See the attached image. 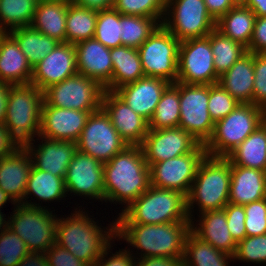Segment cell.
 I'll list each match as a JSON object with an SVG mask.
<instances>
[{"instance_id": "obj_1", "label": "cell", "mask_w": 266, "mask_h": 266, "mask_svg": "<svg viewBox=\"0 0 266 266\" xmlns=\"http://www.w3.org/2000/svg\"><path fill=\"white\" fill-rule=\"evenodd\" d=\"M150 168L141 146H127L104 163V201L128 207L150 187Z\"/></svg>"}, {"instance_id": "obj_2", "label": "cell", "mask_w": 266, "mask_h": 266, "mask_svg": "<svg viewBox=\"0 0 266 266\" xmlns=\"http://www.w3.org/2000/svg\"><path fill=\"white\" fill-rule=\"evenodd\" d=\"M80 210L70 217L58 218L55 243L93 266L111 245L112 239H116V220L103 231L85 211Z\"/></svg>"}, {"instance_id": "obj_3", "label": "cell", "mask_w": 266, "mask_h": 266, "mask_svg": "<svg viewBox=\"0 0 266 266\" xmlns=\"http://www.w3.org/2000/svg\"><path fill=\"white\" fill-rule=\"evenodd\" d=\"M190 232L191 221L153 225L116 224V238H123L131 246L142 250L140 258L183 257Z\"/></svg>"}, {"instance_id": "obj_4", "label": "cell", "mask_w": 266, "mask_h": 266, "mask_svg": "<svg viewBox=\"0 0 266 266\" xmlns=\"http://www.w3.org/2000/svg\"><path fill=\"white\" fill-rule=\"evenodd\" d=\"M191 221L187 211V198L183 193L151 186L125 207L116 224H165Z\"/></svg>"}, {"instance_id": "obj_5", "label": "cell", "mask_w": 266, "mask_h": 266, "mask_svg": "<svg viewBox=\"0 0 266 266\" xmlns=\"http://www.w3.org/2000/svg\"><path fill=\"white\" fill-rule=\"evenodd\" d=\"M230 180L231 162L227 158L208 155L204 157L186 196L191 221L194 203L199 206V213L221 210L229 203Z\"/></svg>"}, {"instance_id": "obj_6", "label": "cell", "mask_w": 266, "mask_h": 266, "mask_svg": "<svg viewBox=\"0 0 266 266\" xmlns=\"http://www.w3.org/2000/svg\"><path fill=\"white\" fill-rule=\"evenodd\" d=\"M43 102L44 93L34 84L10 85L3 124L21 146L39 136Z\"/></svg>"}, {"instance_id": "obj_7", "label": "cell", "mask_w": 266, "mask_h": 266, "mask_svg": "<svg viewBox=\"0 0 266 266\" xmlns=\"http://www.w3.org/2000/svg\"><path fill=\"white\" fill-rule=\"evenodd\" d=\"M266 120V111L254 104L240 103L225 118L217 121L211 138L204 145L206 154L227 157Z\"/></svg>"}, {"instance_id": "obj_8", "label": "cell", "mask_w": 266, "mask_h": 266, "mask_svg": "<svg viewBox=\"0 0 266 266\" xmlns=\"http://www.w3.org/2000/svg\"><path fill=\"white\" fill-rule=\"evenodd\" d=\"M8 227L26 244L29 252L45 253L56 240L58 218L45 207L29 202L27 205L16 203Z\"/></svg>"}, {"instance_id": "obj_9", "label": "cell", "mask_w": 266, "mask_h": 266, "mask_svg": "<svg viewBox=\"0 0 266 266\" xmlns=\"http://www.w3.org/2000/svg\"><path fill=\"white\" fill-rule=\"evenodd\" d=\"M180 41L162 24L138 48L145 76L177 82Z\"/></svg>"}, {"instance_id": "obj_10", "label": "cell", "mask_w": 266, "mask_h": 266, "mask_svg": "<svg viewBox=\"0 0 266 266\" xmlns=\"http://www.w3.org/2000/svg\"><path fill=\"white\" fill-rule=\"evenodd\" d=\"M162 25L181 42L208 36L216 28V21L204 0H166Z\"/></svg>"}, {"instance_id": "obj_11", "label": "cell", "mask_w": 266, "mask_h": 266, "mask_svg": "<svg viewBox=\"0 0 266 266\" xmlns=\"http://www.w3.org/2000/svg\"><path fill=\"white\" fill-rule=\"evenodd\" d=\"M104 91L98 82L77 73L49 86L43 93L44 101L52 107L98 111L102 106Z\"/></svg>"}, {"instance_id": "obj_12", "label": "cell", "mask_w": 266, "mask_h": 266, "mask_svg": "<svg viewBox=\"0 0 266 266\" xmlns=\"http://www.w3.org/2000/svg\"><path fill=\"white\" fill-rule=\"evenodd\" d=\"M208 101L209 85L179 82V127L203 145L211 138L215 125L208 111Z\"/></svg>"}, {"instance_id": "obj_13", "label": "cell", "mask_w": 266, "mask_h": 266, "mask_svg": "<svg viewBox=\"0 0 266 266\" xmlns=\"http://www.w3.org/2000/svg\"><path fill=\"white\" fill-rule=\"evenodd\" d=\"M76 144L78 151L103 164L128 146L102 108L90 113Z\"/></svg>"}, {"instance_id": "obj_14", "label": "cell", "mask_w": 266, "mask_h": 266, "mask_svg": "<svg viewBox=\"0 0 266 266\" xmlns=\"http://www.w3.org/2000/svg\"><path fill=\"white\" fill-rule=\"evenodd\" d=\"M210 45V34L180 42L177 82L183 84L213 85L218 83Z\"/></svg>"}, {"instance_id": "obj_15", "label": "cell", "mask_w": 266, "mask_h": 266, "mask_svg": "<svg viewBox=\"0 0 266 266\" xmlns=\"http://www.w3.org/2000/svg\"><path fill=\"white\" fill-rule=\"evenodd\" d=\"M206 155L205 146L199 144L191 153L151 164V186L176 190L187 196Z\"/></svg>"}, {"instance_id": "obj_16", "label": "cell", "mask_w": 266, "mask_h": 266, "mask_svg": "<svg viewBox=\"0 0 266 266\" xmlns=\"http://www.w3.org/2000/svg\"><path fill=\"white\" fill-rule=\"evenodd\" d=\"M64 181L67 194L104 201V164L95 158L77 150Z\"/></svg>"}, {"instance_id": "obj_17", "label": "cell", "mask_w": 266, "mask_h": 266, "mask_svg": "<svg viewBox=\"0 0 266 266\" xmlns=\"http://www.w3.org/2000/svg\"><path fill=\"white\" fill-rule=\"evenodd\" d=\"M200 143L180 127L149 129L141 148L151 164L191 153Z\"/></svg>"}, {"instance_id": "obj_18", "label": "cell", "mask_w": 266, "mask_h": 266, "mask_svg": "<svg viewBox=\"0 0 266 266\" xmlns=\"http://www.w3.org/2000/svg\"><path fill=\"white\" fill-rule=\"evenodd\" d=\"M101 108L128 146H141L149 131L145 118L135 113L114 91H104Z\"/></svg>"}, {"instance_id": "obj_19", "label": "cell", "mask_w": 266, "mask_h": 266, "mask_svg": "<svg viewBox=\"0 0 266 266\" xmlns=\"http://www.w3.org/2000/svg\"><path fill=\"white\" fill-rule=\"evenodd\" d=\"M49 106L45 101L41 110L40 137L50 140L77 142L90 113Z\"/></svg>"}, {"instance_id": "obj_20", "label": "cell", "mask_w": 266, "mask_h": 266, "mask_svg": "<svg viewBox=\"0 0 266 266\" xmlns=\"http://www.w3.org/2000/svg\"><path fill=\"white\" fill-rule=\"evenodd\" d=\"M75 45L59 43L52 52L32 68L31 82L44 91L49 86L77 74Z\"/></svg>"}, {"instance_id": "obj_21", "label": "cell", "mask_w": 266, "mask_h": 266, "mask_svg": "<svg viewBox=\"0 0 266 266\" xmlns=\"http://www.w3.org/2000/svg\"><path fill=\"white\" fill-rule=\"evenodd\" d=\"M170 83L157 77L144 76L128 83L114 92L148 122L152 118L161 95Z\"/></svg>"}, {"instance_id": "obj_22", "label": "cell", "mask_w": 266, "mask_h": 266, "mask_svg": "<svg viewBox=\"0 0 266 266\" xmlns=\"http://www.w3.org/2000/svg\"><path fill=\"white\" fill-rule=\"evenodd\" d=\"M38 138L42 139V144H38L37 148L32 141L24 145L32 158L33 166L50 172L54 176L65 178L68 165L77 151V144L72 141L50 140L40 136Z\"/></svg>"}, {"instance_id": "obj_23", "label": "cell", "mask_w": 266, "mask_h": 266, "mask_svg": "<svg viewBox=\"0 0 266 266\" xmlns=\"http://www.w3.org/2000/svg\"><path fill=\"white\" fill-rule=\"evenodd\" d=\"M77 71L106 87L112 78L113 63L110 48L95 38L75 44Z\"/></svg>"}, {"instance_id": "obj_24", "label": "cell", "mask_w": 266, "mask_h": 266, "mask_svg": "<svg viewBox=\"0 0 266 266\" xmlns=\"http://www.w3.org/2000/svg\"><path fill=\"white\" fill-rule=\"evenodd\" d=\"M32 165V158L24 146L12 155L0 158V189L15 203L24 200Z\"/></svg>"}, {"instance_id": "obj_25", "label": "cell", "mask_w": 266, "mask_h": 266, "mask_svg": "<svg viewBox=\"0 0 266 266\" xmlns=\"http://www.w3.org/2000/svg\"><path fill=\"white\" fill-rule=\"evenodd\" d=\"M266 198V172L231 165L229 203L246 205Z\"/></svg>"}, {"instance_id": "obj_26", "label": "cell", "mask_w": 266, "mask_h": 266, "mask_svg": "<svg viewBox=\"0 0 266 266\" xmlns=\"http://www.w3.org/2000/svg\"><path fill=\"white\" fill-rule=\"evenodd\" d=\"M202 215L197 227L191 221V232L202 241L211 244L214 248L228 255L234 256L237 243L228 230L224 209L207 211ZM194 224V225H193Z\"/></svg>"}, {"instance_id": "obj_27", "label": "cell", "mask_w": 266, "mask_h": 266, "mask_svg": "<svg viewBox=\"0 0 266 266\" xmlns=\"http://www.w3.org/2000/svg\"><path fill=\"white\" fill-rule=\"evenodd\" d=\"M218 84L239 103L252 104L254 53L247 51L218 79Z\"/></svg>"}, {"instance_id": "obj_28", "label": "cell", "mask_w": 266, "mask_h": 266, "mask_svg": "<svg viewBox=\"0 0 266 266\" xmlns=\"http://www.w3.org/2000/svg\"><path fill=\"white\" fill-rule=\"evenodd\" d=\"M32 67L16 40L5 32L0 37V81L10 85L31 82Z\"/></svg>"}, {"instance_id": "obj_29", "label": "cell", "mask_w": 266, "mask_h": 266, "mask_svg": "<svg viewBox=\"0 0 266 266\" xmlns=\"http://www.w3.org/2000/svg\"><path fill=\"white\" fill-rule=\"evenodd\" d=\"M68 4L62 1H38L31 27L59 43H66Z\"/></svg>"}, {"instance_id": "obj_30", "label": "cell", "mask_w": 266, "mask_h": 266, "mask_svg": "<svg viewBox=\"0 0 266 266\" xmlns=\"http://www.w3.org/2000/svg\"><path fill=\"white\" fill-rule=\"evenodd\" d=\"M110 55L113 73L110 83L104 88L105 90L115 91L121 86L136 82L145 76L138 49L121 45L111 48Z\"/></svg>"}, {"instance_id": "obj_31", "label": "cell", "mask_w": 266, "mask_h": 266, "mask_svg": "<svg viewBox=\"0 0 266 266\" xmlns=\"http://www.w3.org/2000/svg\"><path fill=\"white\" fill-rule=\"evenodd\" d=\"M231 165L266 172V120L227 157Z\"/></svg>"}, {"instance_id": "obj_32", "label": "cell", "mask_w": 266, "mask_h": 266, "mask_svg": "<svg viewBox=\"0 0 266 266\" xmlns=\"http://www.w3.org/2000/svg\"><path fill=\"white\" fill-rule=\"evenodd\" d=\"M256 15L246 5H235L216 22V29L230 39L248 47Z\"/></svg>"}, {"instance_id": "obj_33", "label": "cell", "mask_w": 266, "mask_h": 266, "mask_svg": "<svg viewBox=\"0 0 266 266\" xmlns=\"http://www.w3.org/2000/svg\"><path fill=\"white\" fill-rule=\"evenodd\" d=\"M16 40L20 50L33 68L59 44L57 40L30 27H19L8 31Z\"/></svg>"}, {"instance_id": "obj_34", "label": "cell", "mask_w": 266, "mask_h": 266, "mask_svg": "<svg viewBox=\"0 0 266 266\" xmlns=\"http://www.w3.org/2000/svg\"><path fill=\"white\" fill-rule=\"evenodd\" d=\"M65 178L54 176L50 172L42 171L32 165L26 184L24 199L21 203L27 205L28 195H35L38 200L54 201L66 196Z\"/></svg>"}, {"instance_id": "obj_35", "label": "cell", "mask_w": 266, "mask_h": 266, "mask_svg": "<svg viewBox=\"0 0 266 266\" xmlns=\"http://www.w3.org/2000/svg\"><path fill=\"white\" fill-rule=\"evenodd\" d=\"M233 256L217 250L190 232L185 241L183 266H228Z\"/></svg>"}, {"instance_id": "obj_36", "label": "cell", "mask_w": 266, "mask_h": 266, "mask_svg": "<svg viewBox=\"0 0 266 266\" xmlns=\"http://www.w3.org/2000/svg\"><path fill=\"white\" fill-rule=\"evenodd\" d=\"M98 11L71 2L66 16V43L77 44L94 36Z\"/></svg>"}, {"instance_id": "obj_37", "label": "cell", "mask_w": 266, "mask_h": 266, "mask_svg": "<svg viewBox=\"0 0 266 266\" xmlns=\"http://www.w3.org/2000/svg\"><path fill=\"white\" fill-rule=\"evenodd\" d=\"M179 82L170 83L161 95L155 112L149 121V129L179 127Z\"/></svg>"}, {"instance_id": "obj_38", "label": "cell", "mask_w": 266, "mask_h": 266, "mask_svg": "<svg viewBox=\"0 0 266 266\" xmlns=\"http://www.w3.org/2000/svg\"><path fill=\"white\" fill-rule=\"evenodd\" d=\"M210 45L213 53L214 68L220 77L246 52L241 43L223 35L216 28L210 33Z\"/></svg>"}, {"instance_id": "obj_39", "label": "cell", "mask_w": 266, "mask_h": 266, "mask_svg": "<svg viewBox=\"0 0 266 266\" xmlns=\"http://www.w3.org/2000/svg\"><path fill=\"white\" fill-rule=\"evenodd\" d=\"M37 3L38 0H0V28L8 32L19 27H30Z\"/></svg>"}, {"instance_id": "obj_40", "label": "cell", "mask_w": 266, "mask_h": 266, "mask_svg": "<svg viewBox=\"0 0 266 266\" xmlns=\"http://www.w3.org/2000/svg\"><path fill=\"white\" fill-rule=\"evenodd\" d=\"M150 17L121 14L122 45L138 49L160 25Z\"/></svg>"}, {"instance_id": "obj_41", "label": "cell", "mask_w": 266, "mask_h": 266, "mask_svg": "<svg viewBox=\"0 0 266 266\" xmlns=\"http://www.w3.org/2000/svg\"><path fill=\"white\" fill-rule=\"evenodd\" d=\"M120 35L121 14L114 7L98 11L93 38L111 49L122 45Z\"/></svg>"}, {"instance_id": "obj_42", "label": "cell", "mask_w": 266, "mask_h": 266, "mask_svg": "<svg viewBox=\"0 0 266 266\" xmlns=\"http://www.w3.org/2000/svg\"><path fill=\"white\" fill-rule=\"evenodd\" d=\"M114 8L122 15L150 17L162 24L166 0H115Z\"/></svg>"}, {"instance_id": "obj_43", "label": "cell", "mask_w": 266, "mask_h": 266, "mask_svg": "<svg viewBox=\"0 0 266 266\" xmlns=\"http://www.w3.org/2000/svg\"><path fill=\"white\" fill-rule=\"evenodd\" d=\"M29 253L25 242L9 227L0 233V266H17Z\"/></svg>"}, {"instance_id": "obj_44", "label": "cell", "mask_w": 266, "mask_h": 266, "mask_svg": "<svg viewBox=\"0 0 266 266\" xmlns=\"http://www.w3.org/2000/svg\"><path fill=\"white\" fill-rule=\"evenodd\" d=\"M240 103L218 83L209 85L208 111L214 123L225 118Z\"/></svg>"}, {"instance_id": "obj_45", "label": "cell", "mask_w": 266, "mask_h": 266, "mask_svg": "<svg viewBox=\"0 0 266 266\" xmlns=\"http://www.w3.org/2000/svg\"><path fill=\"white\" fill-rule=\"evenodd\" d=\"M233 259L243 262L266 263V234L246 236L238 242Z\"/></svg>"}, {"instance_id": "obj_46", "label": "cell", "mask_w": 266, "mask_h": 266, "mask_svg": "<svg viewBox=\"0 0 266 266\" xmlns=\"http://www.w3.org/2000/svg\"><path fill=\"white\" fill-rule=\"evenodd\" d=\"M247 236L266 234V198L244 205Z\"/></svg>"}, {"instance_id": "obj_47", "label": "cell", "mask_w": 266, "mask_h": 266, "mask_svg": "<svg viewBox=\"0 0 266 266\" xmlns=\"http://www.w3.org/2000/svg\"><path fill=\"white\" fill-rule=\"evenodd\" d=\"M252 104L266 111V53H254V88Z\"/></svg>"}, {"instance_id": "obj_48", "label": "cell", "mask_w": 266, "mask_h": 266, "mask_svg": "<svg viewBox=\"0 0 266 266\" xmlns=\"http://www.w3.org/2000/svg\"><path fill=\"white\" fill-rule=\"evenodd\" d=\"M223 209L226 214L228 230L233 240L236 243L242 241L247 236L244 224L246 219L244 205L228 203Z\"/></svg>"}, {"instance_id": "obj_49", "label": "cell", "mask_w": 266, "mask_h": 266, "mask_svg": "<svg viewBox=\"0 0 266 266\" xmlns=\"http://www.w3.org/2000/svg\"><path fill=\"white\" fill-rule=\"evenodd\" d=\"M44 254L49 266H90L56 243Z\"/></svg>"}, {"instance_id": "obj_50", "label": "cell", "mask_w": 266, "mask_h": 266, "mask_svg": "<svg viewBox=\"0 0 266 266\" xmlns=\"http://www.w3.org/2000/svg\"><path fill=\"white\" fill-rule=\"evenodd\" d=\"M246 49L252 53H266V16L256 17L252 38Z\"/></svg>"}, {"instance_id": "obj_51", "label": "cell", "mask_w": 266, "mask_h": 266, "mask_svg": "<svg viewBox=\"0 0 266 266\" xmlns=\"http://www.w3.org/2000/svg\"><path fill=\"white\" fill-rule=\"evenodd\" d=\"M110 247L111 245L105 250L93 266H135L136 260L134 259L138 258H135L133 254L126 249H123L122 251L119 250L117 253L112 254L110 258L106 259L105 257L109 253Z\"/></svg>"}, {"instance_id": "obj_52", "label": "cell", "mask_w": 266, "mask_h": 266, "mask_svg": "<svg viewBox=\"0 0 266 266\" xmlns=\"http://www.w3.org/2000/svg\"><path fill=\"white\" fill-rule=\"evenodd\" d=\"M21 145L4 124H0V158L12 155Z\"/></svg>"}, {"instance_id": "obj_53", "label": "cell", "mask_w": 266, "mask_h": 266, "mask_svg": "<svg viewBox=\"0 0 266 266\" xmlns=\"http://www.w3.org/2000/svg\"><path fill=\"white\" fill-rule=\"evenodd\" d=\"M210 16L217 22L236 4L233 0H204Z\"/></svg>"}, {"instance_id": "obj_54", "label": "cell", "mask_w": 266, "mask_h": 266, "mask_svg": "<svg viewBox=\"0 0 266 266\" xmlns=\"http://www.w3.org/2000/svg\"><path fill=\"white\" fill-rule=\"evenodd\" d=\"M182 258L183 257H143L135 261V266H183Z\"/></svg>"}, {"instance_id": "obj_55", "label": "cell", "mask_w": 266, "mask_h": 266, "mask_svg": "<svg viewBox=\"0 0 266 266\" xmlns=\"http://www.w3.org/2000/svg\"><path fill=\"white\" fill-rule=\"evenodd\" d=\"M115 0H73L80 7L102 11L114 7Z\"/></svg>"}, {"instance_id": "obj_56", "label": "cell", "mask_w": 266, "mask_h": 266, "mask_svg": "<svg viewBox=\"0 0 266 266\" xmlns=\"http://www.w3.org/2000/svg\"><path fill=\"white\" fill-rule=\"evenodd\" d=\"M17 266H49L44 253L29 252Z\"/></svg>"}, {"instance_id": "obj_57", "label": "cell", "mask_w": 266, "mask_h": 266, "mask_svg": "<svg viewBox=\"0 0 266 266\" xmlns=\"http://www.w3.org/2000/svg\"><path fill=\"white\" fill-rule=\"evenodd\" d=\"M10 84L0 81V124H3L6 116L7 99L9 96Z\"/></svg>"}, {"instance_id": "obj_58", "label": "cell", "mask_w": 266, "mask_h": 266, "mask_svg": "<svg viewBox=\"0 0 266 266\" xmlns=\"http://www.w3.org/2000/svg\"><path fill=\"white\" fill-rule=\"evenodd\" d=\"M256 17L266 16V0H248L245 4Z\"/></svg>"}, {"instance_id": "obj_59", "label": "cell", "mask_w": 266, "mask_h": 266, "mask_svg": "<svg viewBox=\"0 0 266 266\" xmlns=\"http://www.w3.org/2000/svg\"><path fill=\"white\" fill-rule=\"evenodd\" d=\"M13 202L12 204H14L15 206V202L10 198V196H8L2 189H0V210L2 208V206L7 202L10 201Z\"/></svg>"}, {"instance_id": "obj_60", "label": "cell", "mask_w": 266, "mask_h": 266, "mask_svg": "<svg viewBox=\"0 0 266 266\" xmlns=\"http://www.w3.org/2000/svg\"><path fill=\"white\" fill-rule=\"evenodd\" d=\"M4 219H6V218H4V215L2 214V212L0 210V232L8 227V221H6Z\"/></svg>"}, {"instance_id": "obj_61", "label": "cell", "mask_w": 266, "mask_h": 266, "mask_svg": "<svg viewBox=\"0 0 266 266\" xmlns=\"http://www.w3.org/2000/svg\"><path fill=\"white\" fill-rule=\"evenodd\" d=\"M248 0H233L236 5H245Z\"/></svg>"}, {"instance_id": "obj_62", "label": "cell", "mask_w": 266, "mask_h": 266, "mask_svg": "<svg viewBox=\"0 0 266 266\" xmlns=\"http://www.w3.org/2000/svg\"><path fill=\"white\" fill-rule=\"evenodd\" d=\"M38 1H62V2H66V3H71L73 2V0H38Z\"/></svg>"}, {"instance_id": "obj_63", "label": "cell", "mask_w": 266, "mask_h": 266, "mask_svg": "<svg viewBox=\"0 0 266 266\" xmlns=\"http://www.w3.org/2000/svg\"><path fill=\"white\" fill-rule=\"evenodd\" d=\"M5 32L0 28V37L4 34Z\"/></svg>"}]
</instances>
